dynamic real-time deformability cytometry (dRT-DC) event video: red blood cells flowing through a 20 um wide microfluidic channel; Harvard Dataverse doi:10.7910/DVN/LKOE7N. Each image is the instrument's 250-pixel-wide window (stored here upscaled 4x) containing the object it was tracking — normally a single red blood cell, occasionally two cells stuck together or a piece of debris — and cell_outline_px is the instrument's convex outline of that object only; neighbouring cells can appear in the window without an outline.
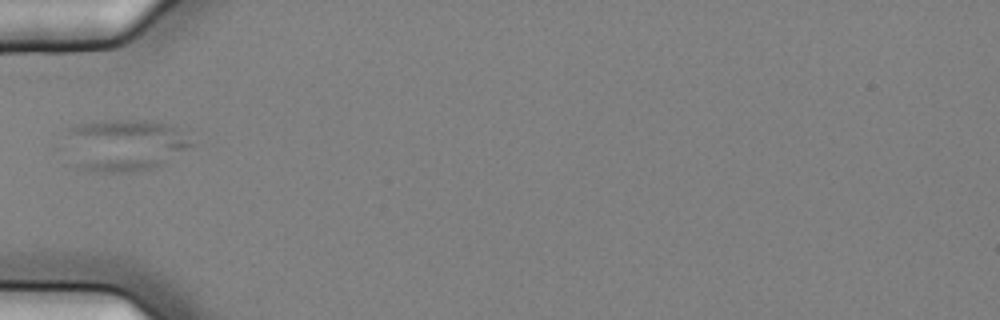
{"species": "common noctule bat (a hibernating species)", "species_latin": "Nyctalus noctula", "temperature_condition": "cold", "stored_images_in_passage": 5, "camera_frame_rate_fps": 3000, "um_per_image_px": 0.085, "animal": {"sex": "female", "body_mass_g": 25.1}, "frame": {"image": 1, "passage_image": 3, "time_ms": 0.667, "image_size_px": [1000, 320], "cell_outline_px": [[192, 144], [164, 164], [152, 168], [124, 172], [96, 172], [76, 168], [68, 132], [68, 128], [76, 124], [100, 120], [156, 120], [176, 124]], "centroid_in_image_um": [10.64, 12.3], "position_along_channel_um": 74.4, "area_um2": 37.86}}
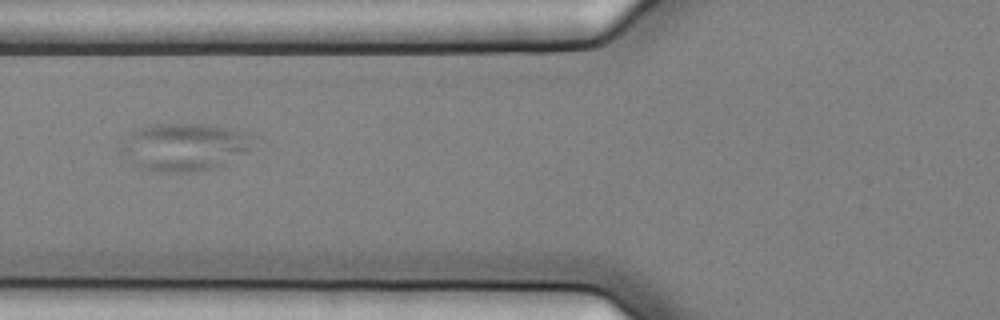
{"frame": {"image": 2, "passage_image": 4, "time_ms": 1.0, "image_size_px": [1000, 320], "cell_outline_px": [[260, 136], [248, 152], [224, 164], [212, 168], [192, 172], [156, 172], [140, 168], [132, 164], [120, 148], [132, 132], [140, 128], [156, 124], [200, 124], [228, 128]], "centroid_in_image_um": [15.76, 12.5], "position_along_channel_um": 110.0, "area_um2": 36.7}}
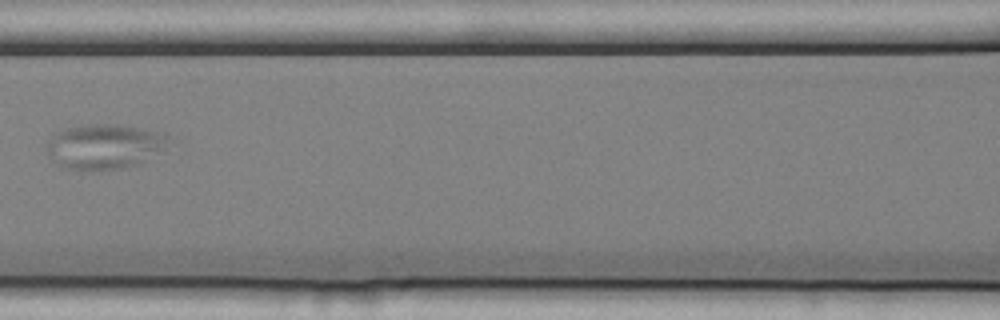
{"frame": {"image": 3, "passage_image": 5, "time_ms": 1.333, "image_size_px": [1000, 320], "cell_outline_px": [[168, 136], [144, 160], [136, 164], [124, 168], [84, 172], [68, 168], [60, 164], [44, 148], [44, 144], [56, 132], [68, 128], [84, 124], [112, 124], [140, 128], [164, 132]], "centroid_in_image_um": [8.73, 12.45], "position_along_channel_um": 157.9, "area_um2": 31.04}}